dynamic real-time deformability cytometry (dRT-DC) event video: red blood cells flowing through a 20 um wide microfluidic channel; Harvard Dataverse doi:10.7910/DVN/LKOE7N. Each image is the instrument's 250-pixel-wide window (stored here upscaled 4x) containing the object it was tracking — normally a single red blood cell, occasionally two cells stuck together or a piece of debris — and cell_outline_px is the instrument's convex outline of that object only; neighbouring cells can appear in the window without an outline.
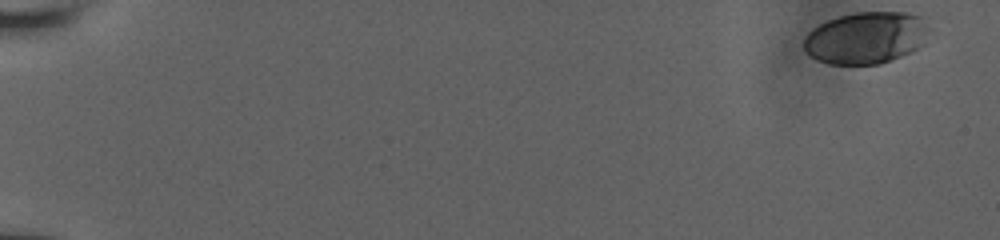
{"species": "human", "species_latin": "Homo sapiens", "temperature_condition": "room temperature", "stored_images_in_passage": 50, "camera_frame_rate_fps": 3000, "um_per_image_px": 0.085, "donor": {"sex": "male"}, "frame": {"image": 1, "passage_image": 1, "time_ms": 0.0, "image_size_px": [1000, 240], "cell_outline_px": [[932, 32], [916, 48], [900, 56], [880, 64], [828, 64], [816, 60], [804, 48], [804, 40], [808, 32], [812, 28], [828, 20], [840, 16], [856, 12], [904, 12], [924, 16], [932, 28]], "centroid_in_image_um": [73.66, 3.19], "position_along_channel_um": 11.3, "area_um2": 38.09}}
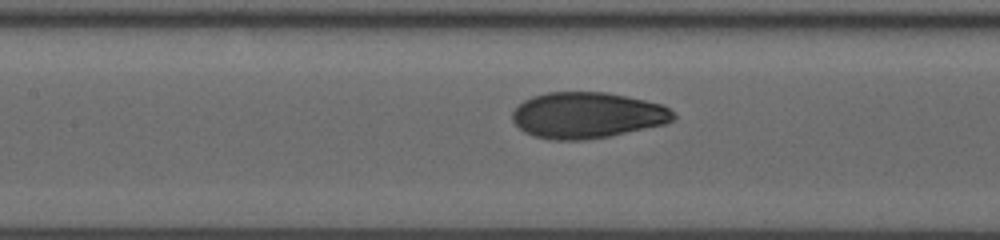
{"frame": {"image": 2, "passage_image": 28, "time_ms": 9.0, "image_size_px": [1000, 240], "cell_outline_px": [[676, 120], [664, 124], [608, 136], [584, 140], [552, 140], [536, 136], [524, 132], [512, 120], [512, 112], [524, 100], [532, 96], [548, 92], [608, 92], [664, 104], [676, 116]], "centroid_in_image_um": [49.92, 9.79], "position_along_channel_um": 157.5, "area_um2": 43.18}}
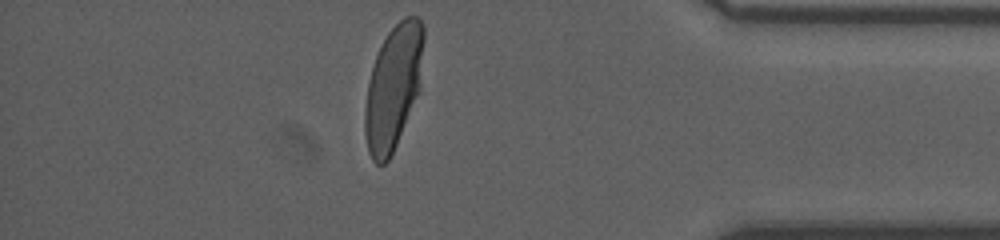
{"frame": {"image": 3, "passage_image": 49, "time_ms": 16.0, "image_size_px": [1000, 240], "cell_outline_px": [[424, 40], [420, 92], [396, 144], [388, 160], [384, 164], [376, 164], [372, 160], [368, 152], [364, 132], [364, 108], [368, 84], [372, 68], [376, 56], [388, 32], [404, 16], [416, 16], [424, 24]], "centroid_in_image_um": [33.44, 7.41], "position_along_channel_um": 401.8, "area_um2": 42.71}, "authors_computed_cell_mechanics": {"area_um2": 42.6275, "velocity_mm_per_s": 3.8759, "shape_relaxation_time_tau1_ms": 4.1249, "shape_relaxation_time_tau2_ms": null, "deformation_change_tau1": 0.1757, "deformation_change_tau2": null}}